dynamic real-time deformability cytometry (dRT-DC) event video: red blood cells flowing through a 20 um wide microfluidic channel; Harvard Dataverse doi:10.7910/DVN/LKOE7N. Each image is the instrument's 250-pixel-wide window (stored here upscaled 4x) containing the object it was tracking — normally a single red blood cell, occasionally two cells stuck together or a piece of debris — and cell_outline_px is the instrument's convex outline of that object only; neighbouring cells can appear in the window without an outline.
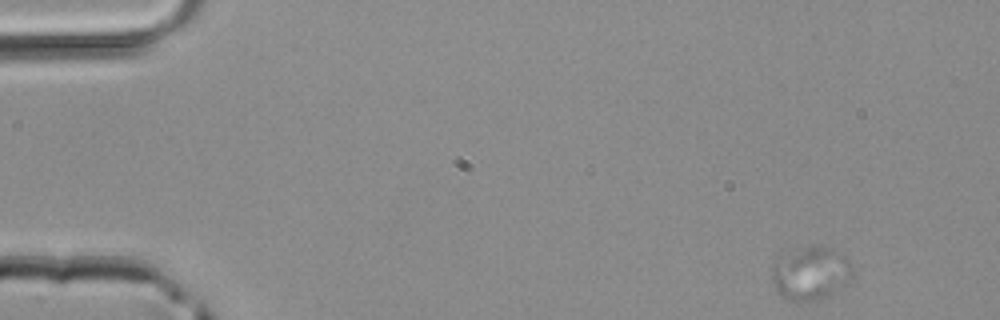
{"species": "common noctule bat (a hibernating species)", "species_latin": "Nyctalus noctula", "temperature_condition": "room temperature", "stored_images_in_passage": 3, "camera_frame_rate_fps": 3000, "um_per_image_px": 0.085, "animal": {"sex": "male", "body_mass_g": 20.4}, "frame": {"image": 1, "passage_image": 1, "time_ms": 0.0, "image_size_px": [1000, 320], "cell_outline_px": [[852, 276], [848, 284], [820, 300], [788, 300], [776, 288], [772, 280], [772, 268], [776, 260], [808, 248], [828, 248], [840, 252], [844, 256], [852, 272]], "centroid_in_image_um": [68.94, 23.29], "position_along_channel_um": 16.1, "area_um2": 23.76}}